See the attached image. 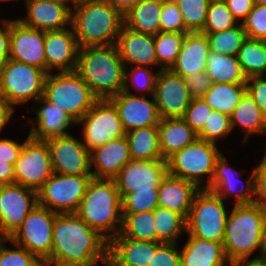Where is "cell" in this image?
I'll use <instances>...</instances> for the list:
<instances>
[{"instance_id":"cell-56","label":"cell","mask_w":266,"mask_h":266,"mask_svg":"<svg viewBox=\"0 0 266 266\" xmlns=\"http://www.w3.org/2000/svg\"><path fill=\"white\" fill-rule=\"evenodd\" d=\"M0 62L10 57V19H0Z\"/></svg>"},{"instance_id":"cell-60","label":"cell","mask_w":266,"mask_h":266,"mask_svg":"<svg viewBox=\"0 0 266 266\" xmlns=\"http://www.w3.org/2000/svg\"><path fill=\"white\" fill-rule=\"evenodd\" d=\"M234 266H266V258L264 256L239 259L232 262Z\"/></svg>"},{"instance_id":"cell-12","label":"cell","mask_w":266,"mask_h":266,"mask_svg":"<svg viewBox=\"0 0 266 266\" xmlns=\"http://www.w3.org/2000/svg\"><path fill=\"white\" fill-rule=\"evenodd\" d=\"M53 173L47 143L28 134L14 165V183L38 191Z\"/></svg>"},{"instance_id":"cell-18","label":"cell","mask_w":266,"mask_h":266,"mask_svg":"<svg viewBox=\"0 0 266 266\" xmlns=\"http://www.w3.org/2000/svg\"><path fill=\"white\" fill-rule=\"evenodd\" d=\"M45 31L24 25L10 18L9 59L29 64L46 71Z\"/></svg>"},{"instance_id":"cell-11","label":"cell","mask_w":266,"mask_h":266,"mask_svg":"<svg viewBox=\"0 0 266 266\" xmlns=\"http://www.w3.org/2000/svg\"><path fill=\"white\" fill-rule=\"evenodd\" d=\"M81 124V141L90 152L126 134L117 108L109 99H98L76 123Z\"/></svg>"},{"instance_id":"cell-47","label":"cell","mask_w":266,"mask_h":266,"mask_svg":"<svg viewBox=\"0 0 266 266\" xmlns=\"http://www.w3.org/2000/svg\"><path fill=\"white\" fill-rule=\"evenodd\" d=\"M160 26L161 32H189L175 0H163Z\"/></svg>"},{"instance_id":"cell-42","label":"cell","mask_w":266,"mask_h":266,"mask_svg":"<svg viewBox=\"0 0 266 266\" xmlns=\"http://www.w3.org/2000/svg\"><path fill=\"white\" fill-rule=\"evenodd\" d=\"M239 23L228 9L224 0L210 1L205 25L201 33H215L237 26Z\"/></svg>"},{"instance_id":"cell-32","label":"cell","mask_w":266,"mask_h":266,"mask_svg":"<svg viewBox=\"0 0 266 266\" xmlns=\"http://www.w3.org/2000/svg\"><path fill=\"white\" fill-rule=\"evenodd\" d=\"M163 0H140L124 15V24L135 31L156 35L161 32L160 14Z\"/></svg>"},{"instance_id":"cell-30","label":"cell","mask_w":266,"mask_h":266,"mask_svg":"<svg viewBox=\"0 0 266 266\" xmlns=\"http://www.w3.org/2000/svg\"><path fill=\"white\" fill-rule=\"evenodd\" d=\"M157 128L160 152L164 160L198 138L182 117L161 119Z\"/></svg>"},{"instance_id":"cell-16","label":"cell","mask_w":266,"mask_h":266,"mask_svg":"<svg viewBox=\"0 0 266 266\" xmlns=\"http://www.w3.org/2000/svg\"><path fill=\"white\" fill-rule=\"evenodd\" d=\"M168 174L167 160L131 159L114 178L120 194L159 189Z\"/></svg>"},{"instance_id":"cell-63","label":"cell","mask_w":266,"mask_h":266,"mask_svg":"<svg viewBox=\"0 0 266 266\" xmlns=\"http://www.w3.org/2000/svg\"><path fill=\"white\" fill-rule=\"evenodd\" d=\"M254 3L257 5H266V0H254Z\"/></svg>"},{"instance_id":"cell-49","label":"cell","mask_w":266,"mask_h":266,"mask_svg":"<svg viewBox=\"0 0 266 266\" xmlns=\"http://www.w3.org/2000/svg\"><path fill=\"white\" fill-rule=\"evenodd\" d=\"M178 243L152 242V260L149 266H181Z\"/></svg>"},{"instance_id":"cell-2","label":"cell","mask_w":266,"mask_h":266,"mask_svg":"<svg viewBox=\"0 0 266 266\" xmlns=\"http://www.w3.org/2000/svg\"><path fill=\"white\" fill-rule=\"evenodd\" d=\"M124 67L113 44L79 48L75 71L98 99H109L123 90Z\"/></svg>"},{"instance_id":"cell-28","label":"cell","mask_w":266,"mask_h":266,"mask_svg":"<svg viewBox=\"0 0 266 266\" xmlns=\"http://www.w3.org/2000/svg\"><path fill=\"white\" fill-rule=\"evenodd\" d=\"M229 266L223 244L188 235L180 249L181 266Z\"/></svg>"},{"instance_id":"cell-10","label":"cell","mask_w":266,"mask_h":266,"mask_svg":"<svg viewBox=\"0 0 266 266\" xmlns=\"http://www.w3.org/2000/svg\"><path fill=\"white\" fill-rule=\"evenodd\" d=\"M92 175L53 173L37 191L38 205L57 214L76 213Z\"/></svg>"},{"instance_id":"cell-9","label":"cell","mask_w":266,"mask_h":266,"mask_svg":"<svg viewBox=\"0 0 266 266\" xmlns=\"http://www.w3.org/2000/svg\"><path fill=\"white\" fill-rule=\"evenodd\" d=\"M227 212L224 200L208 189H200L186 219V233L223 243Z\"/></svg>"},{"instance_id":"cell-54","label":"cell","mask_w":266,"mask_h":266,"mask_svg":"<svg viewBox=\"0 0 266 266\" xmlns=\"http://www.w3.org/2000/svg\"><path fill=\"white\" fill-rule=\"evenodd\" d=\"M23 143L10 138H0V161L14 164L22 150Z\"/></svg>"},{"instance_id":"cell-37","label":"cell","mask_w":266,"mask_h":266,"mask_svg":"<svg viewBox=\"0 0 266 266\" xmlns=\"http://www.w3.org/2000/svg\"><path fill=\"white\" fill-rule=\"evenodd\" d=\"M243 73L247 78L266 76V41L247 37L238 52Z\"/></svg>"},{"instance_id":"cell-65","label":"cell","mask_w":266,"mask_h":266,"mask_svg":"<svg viewBox=\"0 0 266 266\" xmlns=\"http://www.w3.org/2000/svg\"><path fill=\"white\" fill-rule=\"evenodd\" d=\"M9 1H14V0H0V2H9Z\"/></svg>"},{"instance_id":"cell-13","label":"cell","mask_w":266,"mask_h":266,"mask_svg":"<svg viewBox=\"0 0 266 266\" xmlns=\"http://www.w3.org/2000/svg\"><path fill=\"white\" fill-rule=\"evenodd\" d=\"M56 215L50 209L37 205L8 239L44 262L51 255Z\"/></svg>"},{"instance_id":"cell-23","label":"cell","mask_w":266,"mask_h":266,"mask_svg":"<svg viewBox=\"0 0 266 266\" xmlns=\"http://www.w3.org/2000/svg\"><path fill=\"white\" fill-rule=\"evenodd\" d=\"M116 46L124 66L158 67L154 35L122 26Z\"/></svg>"},{"instance_id":"cell-25","label":"cell","mask_w":266,"mask_h":266,"mask_svg":"<svg viewBox=\"0 0 266 266\" xmlns=\"http://www.w3.org/2000/svg\"><path fill=\"white\" fill-rule=\"evenodd\" d=\"M131 159L126 136L111 140L90 152L92 176L97 179H114Z\"/></svg>"},{"instance_id":"cell-6","label":"cell","mask_w":266,"mask_h":266,"mask_svg":"<svg viewBox=\"0 0 266 266\" xmlns=\"http://www.w3.org/2000/svg\"><path fill=\"white\" fill-rule=\"evenodd\" d=\"M43 97L63 110L76 123L93 107L98 98L74 71L48 73Z\"/></svg>"},{"instance_id":"cell-36","label":"cell","mask_w":266,"mask_h":266,"mask_svg":"<svg viewBox=\"0 0 266 266\" xmlns=\"http://www.w3.org/2000/svg\"><path fill=\"white\" fill-rule=\"evenodd\" d=\"M122 228L114 238L157 242L154 211L122 213Z\"/></svg>"},{"instance_id":"cell-51","label":"cell","mask_w":266,"mask_h":266,"mask_svg":"<svg viewBox=\"0 0 266 266\" xmlns=\"http://www.w3.org/2000/svg\"><path fill=\"white\" fill-rule=\"evenodd\" d=\"M246 93L254 100L266 118V76H252L245 83Z\"/></svg>"},{"instance_id":"cell-26","label":"cell","mask_w":266,"mask_h":266,"mask_svg":"<svg viewBox=\"0 0 266 266\" xmlns=\"http://www.w3.org/2000/svg\"><path fill=\"white\" fill-rule=\"evenodd\" d=\"M209 52V42L205 34L188 32L183 40L176 62L170 70L183 78L205 71Z\"/></svg>"},{"instance_id":"cell-31","label":"cell","mask_w":266,"mask_h":266,"mask_svg":"<svg viewBox=\"0 0 266 266\" xmlns=\"http://www.w3.org/2000/svg\"><path fill=\"white\" fill-rule=\"evenodd\" d=\"M230 123L232 131L239 127L244 132L241 142L243 144H246L253 134H262L266 137V118L247 93L230 115Z\"/></svg>"},{"instance_id":"cell-35","label":"cell","mask_w":266,"mask_h":266,"mask_svg":"<svg viewBox=\"0 0 266 266\" xmlns=\"http://www.w3.org/2000/svg\"><path fill=\"white\" fill-rule=\"evenodd\" d=\"M245 93V84L212 83L202 99L213 110L230 116Z\"/></svg>"},{"instance_id":"cell-43","label":"cell","mask_w":266,"mask_h":266,"mask_svg":"<svg viewBox=\"0 0 266 266\" xmlns=\"http://www.w3.org/2000/svg\"><path fill=\"white\" fill-rule=\"evenodd\" d=\"M189 32H201L210 0H175Z\"/></svg>"},{"instance_id":"cell-44","label":"cell","mask_w":266,"mask_h":266,"mask_svg":"<svg viewBox=\"0 0 266 266\" xmlns=\"http://www.w3.org/2000/svg\"><path fill=\"white\" fill-rule=\"evenodd\" d=\"M158 191L137 190L129 194H120L122 213H139L153 211L158 207Z\"/></svg>"},{"instance_id":"cell-38","label":"cell","mask_w":266,"mask_h":266,"mask_svg":"<svg viewBox=\"0 0 266 266\" xmlns=\"http://www.w3.org/2000/svg\"><path fill=\"white\" fill-rule=\"evenodd\" d=\"M153 211L157 242L178 243L180 236L186 233V219L177 212L159 206Z\"/></svg>"},{"instance_id":"cell-22","label":"cell","mask_w":266,"mask_h":266,"mask_svg":"<svg viewBox=\"0 0 266 266\" xmlns=\"http://www.w3.org/2000/svg\"><path fill=\"white\" fill-rule=\"evenodd\" d=\"M36 103H41L43 105L38 107ZM35 104V106L31 105L30 109L37 114L36 118L31 119L28 117L26 119H28L29 123L24 124L25 126H31L28 134L32 138L46 140L55 136H66L71 134L68 128L72 127L71 125L76 126V122L69 115L47 101L43 96L40 97Z\"/></svg>"},{"instance_id":"cell-64","label":"cell","mask_w":266,"mask_h":266,"mask_svg":"<svg viewBox=\"0 0 266 266\" xmlns=\"http://www.w3.org/2000/svg\"><path fill=\"white\" fill-rule=\"evenodd\" d=\"M102 264L103 266H115L109 259L106 262H103Z\"/></svg>"},{"instance_id":"cell-48","label":"cell","mask_w":266,"mask_h":266,"mask_svg":"<svg viewBox=\"0 0 266 266\" xmlns=\"http://www.w3.org/2000/svg\"><path fill=\"white\" fill-rule=\"evenodd\" d=\"M241 24L247 37L266 41V5L255 4Z\"/></svg>"},{"instance_id":"cell-20","label":"cell","mask_w":266,"mask_h":266,"mask_svg":"<svg viewBox=\"0 0 266 266\" xmlns=\"http://www.w3.org/2000/svg\"><path fill=\"white\" fill-rule=\"evenodd\" d=\"M117 108L125 132L149 126H158L161 117L156 102L141 95H131L124 91L109 98Z\"/></svg>"},{"instance_id":"cell-24","label":"cell","mask_w":266,"mask_h":266,"mask_svg":"<svg viewBox=\"0 0 266 266\" xmlns=\"http://www.w3.org/2000/svg\"><path fill=\"white\" fill-rule=\"evenodd\" d=\"M27 16L16 18L26 26L43 30H62L71 26V11L54 0H24Z\"/></svg>"},{"instance_id":"cell-61","label":"cell","mask_w":266,"mask_h":266,"mask_svg":"<svg viewBox=\"0 0 266 266\" xmlns=\"http://www.w3.org/2000/svg\"><path fill=\"white\" fill-rule=\"evenodd\" d=\"M262 245L264 253L266 252V205H263V218H262Z\"/></svg>"},{"instance_id":"cell-1","label":"cell","mask_w":266,"mask_h":266,"mask_svg":"<svg viewBox=\"0 0 266 266\" xmlns=\"http://www.w3.org/2000/svg\"><path fill=\"white\" fill-rule=\"evenodd\" d=\"M109 242L76 213L57 214L51 255L44 266H97L108 260Z\"/></svg>"},{"instance_id":"cell-27","label":"cell","mask_w":266,"mask_h":266,"mask_svg":"<svg viewBox=\"0 0 266 266\" xmlns=\"http://www.w3.org/2000/svg\"><path fill=\"white\" fill-rule=\"evenodd\" d=\"M200 189L192 182L167 174L158 191V206L187 219L194 197Z\"/></svg>"},{"instance_id":"cell-50","label":"cell","mask_w":266,"mask_h":266,"mask_svg":"<svg viewBox=\"0 0 266 266\" xmlns=\"http://www.w3.org/2000/svg\"><path fill=\"white\" fill-rule=\"evenodd\" d=\"M213 109L202 99H192L182 117L185 122L198 134L211 116Z\"/></svg>"},{"instance_id":"cell-8","label":"cell","mask_w":266,"mask_h":266,"mask_svg":"<svg viewBox=\"0 0 266 266\" xmlns=\"http://www.w3.org/2000/svg\"><path fill=\"white\" fill-rule=\"evenodd\" d=\"M47 74L38 67L7 59L0 64V97L15 110L17 105L36 102L43 96Z\"/></svg>"},{"instance_id":"cell-52","label":"cell","mask_w":266,"mask_h":266,"mask_svg":"<svg viewBox=\"0 0 266 266\" xmlns=\"http://www.w3.org/2000/svg\"><path fill=\"white\" fill-rule=\"evenodd\" d=\"M185 82L192 99L203 98L212 85L211 78L206 71H200L186 77Z\"/></svg>"},{"instance_id":"cell-57","label":"cell","mask_w":266,"mask_h":266,"mask_svg":"<svg viewBox=\"0 0 266 266\" xmlns=\"http://www.w3.org/2000/svg\"><path fill=\"white\" fill-rule=\"evenodd\" d=\"M14 112L16 110L0 97V133L12 120Z\"/></svg>"},{"instance_id":"cell-15","label":"cell","mask_w":266,"mask_h":266,"mask_svg":"<svg viewBox=\"0 0 266 266\" xmlns=\"http://www.w3.org/2000/svg\"><path fill=\"white\" fill-rule=\"evenodd\" d=\"M53 172L65 175H92L90 151L71 134L45 140Z\"/></svg>"},{"instance_id":"cell-3","label":"cell","mask_w":266,"mask_h":266,"mask_svg":"<svg viewBox=\"0 0 266 266\" xmlns=\"http://www.w3.org/2000/svg\"><path fill=\"white\" fill-rule=\"evenodd\" d=\"M124 15L105 0L81 1L71 12V27L79 48L116 44Z\"/></svg>"},{"instance_id":"cell-7","label":"cell","mask_w":266,"mask_h":266,"mask_svg":"<svg viewBox=\"0 0 266 266\" xmlns=\"http://www.w3.org/2000/svg\"><path fill=\"white\" fill-rule=\"evenodd\" d=\"M221 154L216 143L197 138L167 159L168 174L209 190L215 163Z\"/></svg>"},{"instance_id":"cell-58","label":"cell","mask_w":266,"mask_h":266,"mask_svg":"<svg viewBox=\"0 0 266 266\" xmlns=\"http://www.w3.org/2000/svg\"><path fill=\"white\" fill-rule=\"evenodd\" d=\"M14 183V164L0 161V186Z\"/></svg>"},{"instance_id":"cell-41","label":"cell","mask_w":266,"mask_h":266,"mask_svg":"<svg viewBox=\"0 0 266 266\" xmlns=\"http://www.w3.org/2000/svg\"><path fill=\"white\" fill-rule=\"evenodd\" d=\"M206 35L211 51L224 55H238L244 40L247 38L242 24L215 33H203Z\"/></svg>"},{"instance_id":"cell-34","label":"cell","mask_w":266,"mask_h":266,"mask_svg":"<svg viewBox=\"0 0 266 266\" xmlns=\"http://www.w3.org/2000/svg\"><path fill=\"white\" fill-rule=\"evenodd\" d=\"M132 159H163L157 126L133 129L125 134Z\"/></svg>"},{"instance_id":"cell-5","label":"cell","mask_w":266,"mask_h":266,"mask_svg":"<svg viewBox=\"0 0 266 266\" xmlns=\"http://www.w3.org/2000/svg\"><path fill=\"white\" fill-rule=\"evenodd\" d=\"M263 205L259 203L235 205L229 212L223 240L227 260L232 263L239 259L251 258L259 252L264 256L262 245Z\"/></svg>"},{"instance_id":"cell-62","label":"cell","mask_w":266,"mask_h":266,"mask_svg":"<svg viewBox=\"0 0 266 266\" xmlns=\"http://www.w3.org/2000/svg\"><path fill=\"white\" fill-rule=\"evenodd\" d=\"M57 3L64 5L71 12L76 8V6L80 3V0H54ZM68 3V4H67Z\"/></svg>"},{"instance_id":"cell-29","label":"cell","mask_w":266,"mask_h":266,"mask_svg":"<svg viewBox=\"0 0 266 266\" xmlns=\"http://www.w3.org/2000/svg\"><path fill=\"white\" fill-rule=\"evenodd\" d=\"M108 259L115 266H149L152 241L113 238L109 242Z\"/></svg>"},{"instance_id":"cell-40","label":"cell","mask_w":266,"mask_h":266,"mask_svg":"<svg viewBox=\"0 0 266 266\" xmlns=\"http://www.w3.org/2000/svg\"><path fill=\"white\" fill-rule=\"evenodd\" d=\"M188 32H159L154 35L158 70L170 69L176 62Z\"/></svg>"},{"instance_id":"cell-39","label":"cell","mask_w":266,"mask_h":266,"mask_svg":"<svg viewBox=\"0 0 266 266\" xmlns=\"http://www.w3.org/2000/svg\"><path fill=\"white\" fill-rule=\"evenodd\" d=\"M156 71L157 72H154V70L147 66H125L124 86L122 91L131 95H138V92L141 91L139 93L141 96H153L160 70ZM131 87L138 92H132L130 89Z\"/></svg>"},{"instance_id":"cell-4","label":"cell","mask_w":266,"mask_h":266,"mask_svg":"<svg viewBox=\"0 0 266 266\" xmlns=\"http://www.w3.org/2000/svg\"><path fill=\"white\" fill-rule=\"evenodd\" d=\"M108 242L122 228L121 197L114 179L92 178L76 211Z\"/></svg>"},{"instance_id":"cell-59","label":"cell","mask_w":266,"mask_h":266,"mask_svg":"<svg viewBox=\"0 0 266 266\" xmlns=\"http://www.w3.org/2000/svg\"><path fill=\"white\" fill-rule=\"evenodd\" d=\"M122 15L128 13L140 0H105Z\"/></svg>"},{"instance_id":"cell-21","label":"cell","mask_w":266,"mask_h":266,"mask_svg":"<svg viewBox=\"0 0 266 266\" xmlns=\"http://www.w3.org/2000/svg\"><path fill=\"white\" fill-rule=\"evenodd\" d=\"M46 72L74 71L77 66L79 46L72 27L45 31Z\"/></svg>"},{"instance_id":"cell-33","label":"cell","mask_w":266,"mask_h":266,"mask_svg":"<svg viewBox=\"0 0 266 266\" xmlns=\"http://www.w3.org/2000/svg\"><path fill=\"white\" fill-rule=\"evenodd\" d=\"M205 71L212 83L245 84L247 81L237 55H224L210 50Z\"/></svg>"},{"instance_id":"cell-19","label":"cell","mask_w":266,"mask_h":266,"mask_svg":"<svg viewBox=\"0 0 266 266\" xmlns=\"http://www.w3.org/2000/svg\"><path fill=\"white\" fill-rule=\"evenodd\" d=\"M223 154L220 155L215 163L209 190L213 191L223 200L227 197L234 196L236 198L234 199L235 205L255 203L254 170L249 175L246 184L240 178L243 172H238L234 166H229V161Z\"/></svg>"},{"instance_id":"cell-17","label":"cell","mask_w":266,"mask_h":266,"mask_svg":"<svg viewBox=\"0 0 266 266\" xmlns=\"http://www.w3.org/2000/svg\"><path fill=\"white\" fill-rule=\"evenodd\" d=\"M153 98L161 119L183 117L192 100L185 78L170 69L159 71Z\"/></svg>"},{"instance_id":"cell-14","label":"cell","mask_w":266,"mask_h":266,"mask_svg":"<svg viewBox=\"0 0 266 266\" xmlns=\"http://www.w3.org/2000/svg\"><path fill=\"white\" fill-rule=\"evenodd\" d=\"M37 205V191L15 183L0 186V238H9Z\"/></svg>"},{"instance_id":"cell-55","label":"cell","mask_w":266,"mask_h":266,"mask_svg":"<svg viewBox=\"0 0 266 266\" xmlns=\"http://www.w3.org/2000/svg\"><path fill=\"white\" fill-rule=\"evenodd\" d=\"M224 2L240 24L245 20L255 5L254 0H224Z\"/></svg>"},{"instance_id":"cell-45","label":"cell","mask_w":266,"mask_h":266,"mask_svg":"<svg viewBox=\"0 0 266 266\" xmlns=\"http://www.w3.org/2000/svg\"><path fill=\"white\" fill-rule=\"evenodd\" d=\"M11 243L9 248L5 243ZM0 266H44L43 262L25 248L11 242L8 238H0Z\"/></svg>"},{"instance_id":"cell-46","label":"cell","mask_w":266,"mask_h":266,"mask_svg":"<svg viewBox=\"0 0 266 266\" xmlns=\"http://www.w3.org/2000/svg\"><path fill=\"white\" fill-rule=\"evenodd\" d=\"M233 132L230 123V116L213 110L211 116L205 123L203 129L197 134L199 139L218 144L225 140Z\"/></svg>"},{"instance_id":"cell-53","label":"cell","mask_w":266,"mask_h":266,"mask_svg":"<svg viewBox=\"0 0 266 266\" xmlns=\"http://www.w3.org/2000/svg\"><path fill=\"white\" fill-rule=\"evenodd\" d=\"M260 163L254 167L255 203L266 205V150Z\"/></svg>"}]
</instances>
